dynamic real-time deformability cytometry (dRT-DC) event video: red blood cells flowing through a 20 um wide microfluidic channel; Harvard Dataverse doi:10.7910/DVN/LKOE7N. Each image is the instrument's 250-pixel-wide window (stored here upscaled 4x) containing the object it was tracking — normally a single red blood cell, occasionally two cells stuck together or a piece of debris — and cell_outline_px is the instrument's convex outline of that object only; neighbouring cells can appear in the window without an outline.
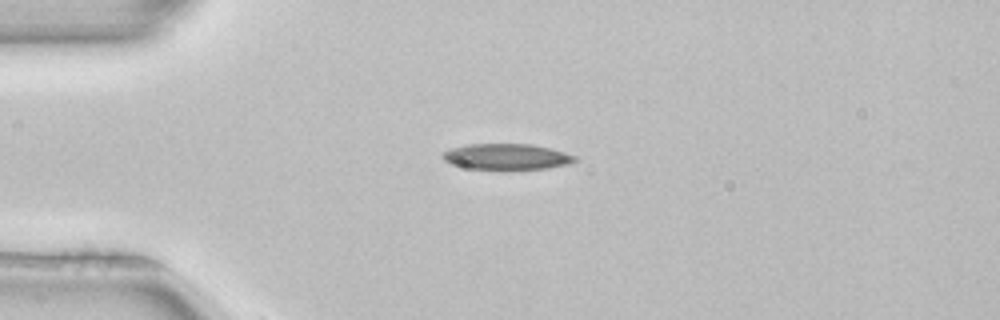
{"species": "common noctule bat (a hibernating species)", "species_latin": "Nyctalus noctula", "temperature_condition": "room temperature", "stored_images_in_passage": 20, "camera_frame_rate_fps": 3000, "um_per_image_px": 0.085, "animal": {"sex": "female", "body_mass_g": 22.7, "forearm_length_mm": 54.2}, "frame": {"image": 1, "passage_image": 12, "time_ms": 3.667, "image_size_px": [1000, 320], "cell_outline_px": [[580, 160], [568, 164], [548, 168], [468, 168], [452, 164], [444, 160], [440, 156], [444, 152], [452, 148], [468, 144], [532, 144], [564, 152], [576, 156]], "centroid_in_image_um": [43.08, 13.3], "position_along_channel_um": 41.9, "area_um2": 19.54}}